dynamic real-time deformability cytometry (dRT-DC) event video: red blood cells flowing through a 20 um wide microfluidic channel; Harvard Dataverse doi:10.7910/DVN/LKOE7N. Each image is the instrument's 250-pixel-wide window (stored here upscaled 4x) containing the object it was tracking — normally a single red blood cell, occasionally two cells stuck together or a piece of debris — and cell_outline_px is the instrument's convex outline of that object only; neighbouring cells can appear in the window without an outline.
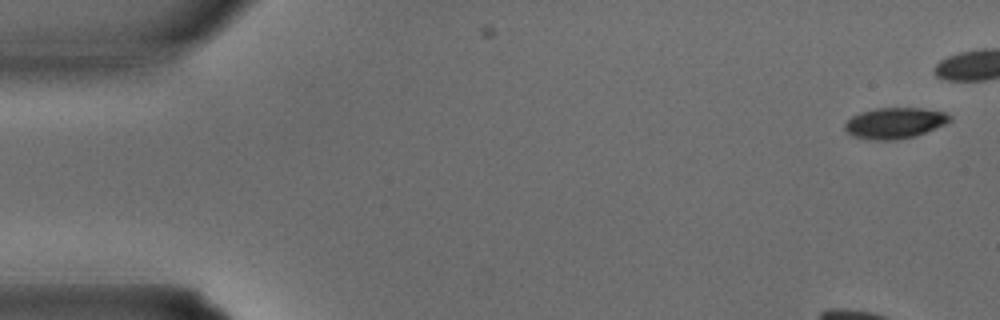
{"species": "common noctule bat (a hibernating species)", "species_latin": "Nyctalus noctula", "temperature_condition": "warm", "stored_images_in_passage": 30, "camera_frame_rate_fps": 3000, "um_per_image_px": 0.085, "animal": {"sex": "male", "body_mass_g": 15.6}, "frame": {"image": 1, "passage_image": 1, "time_ms": 0.0, "image_size_px": [1000, 320], "cell_outline_px": [[952, 120], [944, 124], [924, 132], [912, 136], [896, 140], [876, 140], [852, 136], [844, 128], [844, 124], [852, 116], [860, 112], [876, 108], [920, 108], [944, 112], [952, 116]], "centroid_in_image_um": [76.03, 10.45], "position_along_channel_um": 9.0, "area_um2": 18.67}}